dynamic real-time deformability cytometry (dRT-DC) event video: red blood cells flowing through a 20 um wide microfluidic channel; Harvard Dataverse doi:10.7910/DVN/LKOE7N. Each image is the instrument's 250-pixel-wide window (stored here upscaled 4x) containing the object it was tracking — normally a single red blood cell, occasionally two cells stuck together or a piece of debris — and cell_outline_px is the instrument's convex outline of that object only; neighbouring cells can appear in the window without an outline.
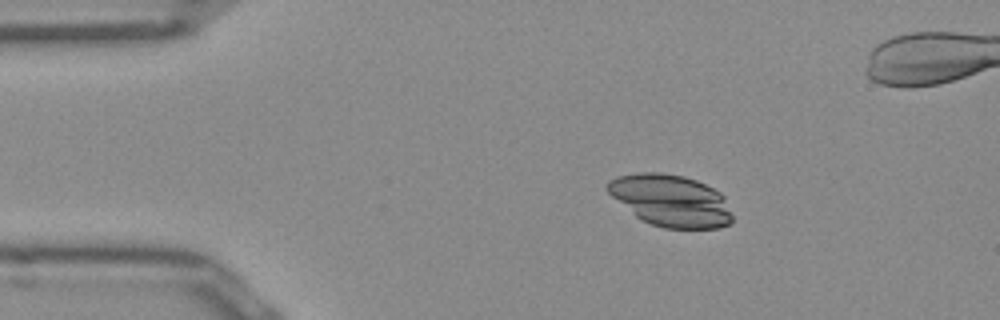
{"species": "Egyptian fruit bat (a non-hibernating species)", "species_latin": "Rousettus aegyptiacus", "temperature_condition": "room temperature", "stored_images_in_passage": 44, "camera_frame_rate_fps": 3000, "um_per_image_px": 0.085, "frame": {"image": 1, "passage_image": 1, "time_ms": 0.0, "image_size_px": [1000, 320], "cell_outline_px": [[732, 220], [728, 224], [720, 228], [664, 228], [652, 224], [636, 216], [612, 196], [604, 188], [608, 180], [616, 176], [640, 172], [660, 172], [684, 176], [696, 180], [720, 192], [724, 196], [732, 216]], "centroid_in_image_um": [57.0, 17.03], "position_along_channel_um": 28.0, "area_um2": 37.57}}